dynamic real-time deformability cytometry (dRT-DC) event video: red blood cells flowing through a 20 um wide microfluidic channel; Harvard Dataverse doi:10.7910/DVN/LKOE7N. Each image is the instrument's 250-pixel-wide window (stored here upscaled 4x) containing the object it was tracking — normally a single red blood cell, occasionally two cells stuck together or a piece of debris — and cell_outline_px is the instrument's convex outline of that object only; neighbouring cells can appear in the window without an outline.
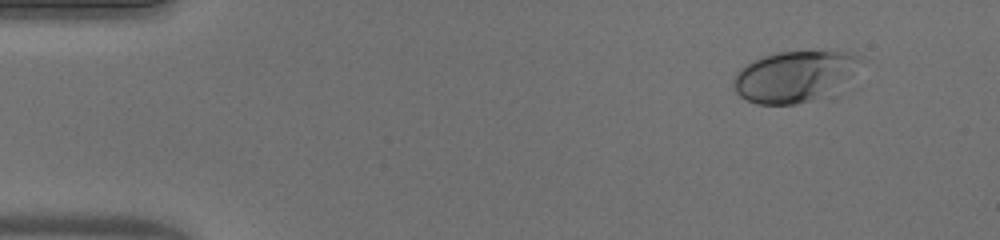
{"species": "human", "species_latin": "Homo sapiens", "temperature_condition": "warm", "stored_images_in_passage": 11, "camera_frame_rate_fps": 3000, "um_per_image_px": 0.085, "donor": {"sex": "male"}, "frame": {"image": 1, "passage_image": 1, "time_ms": 0.0, "image_size_px": [1000, 240], "cell_outline_px": [[868, 60], [836, 96], [796, 104], [756, 104], [740, 96], [732, 88], [732, 80], [736, 72], [740, 68], [752, 60], [776, 52], [848, 52], [864, 56]], "centroid_in_image_um": [67.67, 6.52], "position_along_channel_um": 17.3, "area_um2": 39.42}}